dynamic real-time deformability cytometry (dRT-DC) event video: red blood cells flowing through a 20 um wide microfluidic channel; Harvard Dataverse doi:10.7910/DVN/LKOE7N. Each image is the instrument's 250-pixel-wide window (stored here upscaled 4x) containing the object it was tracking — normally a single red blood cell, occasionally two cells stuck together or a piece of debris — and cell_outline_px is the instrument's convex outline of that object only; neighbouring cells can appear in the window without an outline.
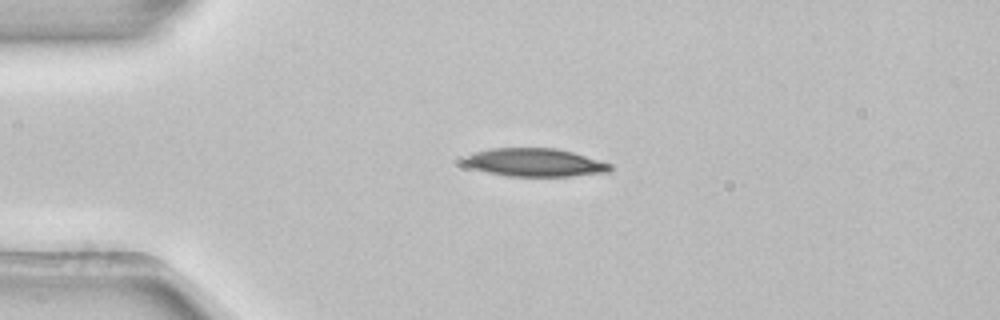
{"species": "common noctule bat (a hibernating species)", "species_latin": "Nyctalus noctula", "temperature_condition": "room temperature", "stored_images_in_passage": 4, "camera_frame_rate_fps": 3000, "um_per_image_px": 0.085, "animal": {"sex": "female", "body_mass_g": 22.7, "forearm_length_mm": 54.2}, "frame": {"image": 1, "passage_image": 2, "time_ms": 0.333, "image_size_px": [1000, 320], "cell_outline_px": [[612, 168], [608, 172], [572, 176], [508, 176], [488, 172], [472, 168], [464, 160], [464, 156], [472, 152], [488, 148], [556, 148], [572, 152], [612, 164]], "centroid_in_image_um": [45.46, 13.8], "position_along_channel_um": 39.5, "area_um2": 23.87}}